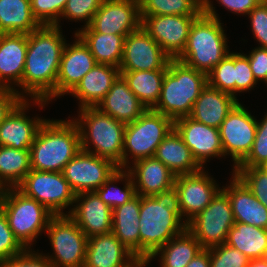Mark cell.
I'll return each mask as SVG.
<instances>
[{"instance_id": "1", "label": "cell", "mask_w": 267, "mask_h": 267, "mask_svg": "<svg viewBox=\"0 0 267 267\" xmlns=\"http://www.w3.org/2000/svg\"><path fill=\"white\" fill-rule=\"evenodd\" d=\"M60 28L56 25H40L27 34L22 91H16L22 99L27 100V95H30L32 103L41 108L56 98L61 56L67 43Z\"/></svg>"}, {"instance_id": "2", "label": "cell", "mask_w": 267, "mask_h": 267, "mask_svg": "<svg viewBox=\"0 0 267 267\" xmlns=\"http://www.w3.org/2000/svg\"><path fill=\"white\" fill-rule=\"evenodd\" d=\"M139 216L140 262H146L157 249L187 228L174 186L152 196H140Z\"/></svg>"}, {"instance_id": "3", "label": "cell", "mask_w": 267, "mask_h": 267, "mask_svg": "<svg viewBox=\"0 0 267 267\" xmlns=\"http://www.w3.org/2000/svg\"><path fill=\"white\" fill-rule=\"evenodd\" d=\"M221 24L211 0H203V12L194 20L186 47L177 60L207 75L230 53Z\"/></svg>"}, {"instance_id": "4", "label": "cell", "mask_w": 267, "mask_h": 267, "mask_svg": "<svg viewBox=\"0 0 267 267\" xmlns=\"http://www.w3.org/2000/svg\"><path fill=\"white\" fill-rule=\"evenodd\" d=\"M80 150V133L73 120L46 119L29 149L31 169L62 172Z\"/></svg>"}, {"instance_id": "5", "label": "cell", "mask_w": 267, "mask_h": 267, "mask_svg": "<svg viewBox=\"0 0 267 267\" xmlns=\"http://www.w3.org/2000/svg\"><path fill=\"white\" fill-rule=\"evenodd\" d=\"M207 85V75L171 59L162 82L157 104L152 108L173 121L189 116L193 104Z\"/></svg>"}, {"instance_id": "6", "label": "cell", "mask_w": 267, "mask_h": 267, "mask_svg": "<svg viewBox=\"0 0 267 267\" xmlns=\"http://www.w3.org/2000/svg\"><path fill=\"white\" fill-rule=\"evenodd\" d=\"M73 118L79 133L81 149L111 160L122 168L123 140L126 124L117 121L96 107L80 108ZM93 145L92 147H89Z\"/></svg>"}, {"instance_id": "7", "label": "cell", "mask_w": 267, "mask_h": 267, "mask_svg": "<svg viewBox=\"0 0 267 267\" xmlns=\"http://www.w3.org/2000/svg\"><path fill=\"white\" fill-rule=\"evenodd\" d=\"M0 210L8 220L14 236L30 249L41 232L46 231L54 214L37 200L27 197L17 188H6Z\"/></svg>"}, {"instance_id": "8", "label": "cell", "mask_w": 267, "mask_h": 267, "mask_svg": "<svg viewBox=\"0 0 267 267\" xmlns=\"http://www.w3.org/2000/svg\"><path fill=\"white\" fill-rule=\"evenodd\" d=\"M173 128L174 121L171 118L153 109H147L135 121L126 124L122 168L126 169L131 165L128 156L132 157V162L154 157L158 145Z\"/></svg>"}, {"instance_id": "9", "label": "cell", "mask_w": 267, "mask_h": 267, "mask_svg": "<svg viewBox=\"0 0 267 267\" xmlns=\"http://www.w3.org/2000/svg\"><path fill=\"white\" fill-rule=\"evenodd\" d=\"M45 232L53 247L45 256L54 267H84L88 238L67 214L54 215Z\"/></svg>"}, {"instance_id": "10", "label": "cell", "mask_w": 267, "mask_h": 267, "mask_svg": "<svg viewBox=\"0 0 267 267\" xmlns=\"http://www.w3.org/2000/svg\"><path fill=\"white\" fill-rule=\"evenodd\" d=\"M234 223L229 197L221 188L210 204L188 222L187 229L203 249H209L226 243Z\"/></svg>"}, {"instance_id": "11", "label": "cell", "mask_w": 267, "mask_h": 267, "mask_svg": "<svg viewBox=\"0 0 267 267\" xmlns=\"http://www.w3.org/2000/svg\"><path fill=\"white\" fill-rule=\"evenodd\" d=\"M27 197L37 200L54 215H66L64 209L73 207L75 193L62 172L31 171L16 187Z\"/></svg>"}, {"instance_id": "12", "label": "cell", "mask_w": 267, "mask_h": 267, "mask_svg": "<svg viewBox=\"0 0 267 267\" xmlns=\"http://www.w3.org/2000/svg\"><path fill=\"white\" fill-rule=\"evenodd\" d=\"M224 156L230 155L234 169L250 153L257 132V119L240 103L228 114L219 127Z\"/></svg>"}, {"instance_id": "13", "label": "cell", "mask_w": 267, "mask_h": 267, "mask_svg": "<svg viewBox=\"0 0 267 267\" xmlns=\"http://www.w3.org/2000/svg\"><path fill=\"white\" fill-rule=\"evenodd\" d=\"M118 169L111 160L80 150L64 167L62 173L75 194L100 188Z\"/></svg>"}, {"instance_id": "14", "label": "cell", "mask_w": 267, "mask_h": 267, "mask_svg": "<svg viewBox=\"0 0 267 267\" xmlns=\"http://www.w3.org/2000/svg\"><path fill=\"white\" fill-rule=\"evenodd\" d=\"M198 16H142L141 26L171 59H177L186 47L191 26Z\"/></svg>"}, {"instance_id": "15", "label": "cell", "mask_w": 267, "mask_h": 267, "mask_svg": "<svg viewBox=\"0 0 267 267\" xmlns=\"http://www.w3.org/2000/svg\"><path fill=\"white\" fill-rule=\"evenodd\" d=\"M139 0H103L88 27L75 31L128 35L141 27Z\"/></svg>"}, {"instance_id": "16", "label": "cell", "mask_w": 267, "mask_h": 267, "mask_svg": "<svg viewBox=\"0 0 267 267\" xmlns=\"http://www.w3.org/2000/svg\"><path fill=\"white\" fill-rule=\"evenodd\" d=\"M171 58L142 26L124 39L120 71L167 70Z\"/></svg>"}, {"instance_id": "17", "label": "cell", "mask_w": 267, "mask_h": 267, "mask_svg": "<svg viewBox=\"0 0 267 267\" xmlns=\"http://www.w3.org/2000/svg\"><path fill=\"white\" fill-rule=\"evenodd\" d=\"M211 177L203 168L196 173L175 176L174 187L186 225L210 204L220 190L219 185Z\"/></svg>"}, {"instance_id": "18", "label": "cell", "mask_w": 267, "mask_h": 267, "mask_svg": "<svg viewBox=\"0 0 267 267\" xmlns=\"http://www.w3.org/2000/svg\"><path fill=\"white\" fill-rule=\"evenodd\" d=\"M174 129L189 147L194 159L202 168L205 169L203 165L211 157L224 156L218 128L185 116L174 120Z\"/></svg>"}, {"instance_id": "19", "label": "cell", "mask_w": 267, "mask_h": 267, "mask_svg": "<svg viewBox=\"0 0 267 267\" xmlns=\"http://www.w3.org/2000/svg\"><path fill=\"white\" fill-rule=\"evenodd\" d=\"M67 215L87 238L112 232L113 210L95 191L76 194L73 208H69Z\"/></svg>"}, {"instance_id": "20", "label": "cell", "mask_w": 267, "mask_h": 267, "mask_svg": "<svg viewBox=\"0 0 267 267\" xmlns=\"http://www.w3.org/2000/svg\"><path fill=\"white\" fill-rule=\"evenodd\" d=\"M75 39L71 45L66 43L62 52L56 82V98L69 94L84 75L97 64L84 42L77 35Z\"/></svg>"}, {"instance_id": "21", "label": "cell", "mask_w": 267, "mask_h": 267, "mask_svg": "<svg viewBox=\"0 0 267 267\" xmlns=\"http://www.w3.org/2000/svg\"><path fill=\"white\" fill-rule=\"evenodd\" d=\"M30 99H22L0 124V146L14 149H30L37 131L46 120L26 115Z\"/></svg>"}, {"instance_id": "22", "label": "cell", "mask_w": 267, "mask_h": 267, "mask_svg": "<svg viewBox=\"0 0 267 267\" xmlns=\"http://www.w3.org/2000/svg\"><path fill=\"white\" fill-rule=\"evenodd\" d=\"M138 263L113 232L88 238L84 267H135Z\"/></svg>"}, {"instance_id": "23", "label": "cell", "mask_w": 267, "mask_h": 267, "mask_svg": "<svg viewBox=\"0 0 267 267\" xmlns=\"http://www.w3.org/2000/svg\"><path fill=\"white\" fill-rule=\"evenodd\" d=\"M26 52L27 34H0V87L22 88Z\"/></svg>"}, {"instance_id": "24", "label": "cell", "mask_w": 267, "mask_h": 267, "mask_svg": "<svg viewBox=\"0 0 267 267\" xmlns=\"http://www.w3.org/2000/svg\"><path fill=\"white\" fill-rule=\"evenodd\" d=\"M132 165L126 169L132 177L137 195L152 196L174 186L175 175L155 157L139 159Z\"/></svg>"}, {"instance_id": "25", "label": "cell", "mask_w": 267, "mask_h": 267, "mask_svg": "<svg viewBox=\"0 0 267 267\" xmlns=\"http://www.w3.org/2000/svg\"><path fill=\"white\" fill-rule=\"evenodd\" d=\"M230 179L222 190L229 197L235 222L267 229V208L234 173Z\"/></svg>"}, {"instance_id": "26", "label": "cell", "mask_w": 267, "mask_h": 267, "mask_svg": "<svg viewBox=\"0 0 267 267\" xmlns=\"http://www.w3.org/2000/svg\"><path fill=\"white\" fill-rule=\"evenodd\" d=\"M96 108L124 124L132 123L147 110L121 75Z\"/></svg>"}, {"instance_id": "27", "label": "cell", "mask_w": 267, "mask_h": 267, "mask_svg": "<svg viewBox=\"0 0 267 267\" xmlns=\"http://www.w3.org/2000/svg\"><path fill=\"white\" fill-rule=\"evenodd\" d=\"M120 75L115 66L96 64L69 94L79 100V109L96 107Z\"/></svg>"}, {"instance_id": "28", "label": "cell", "mask_w": 267, "mask_h": 267, "mask_svg": "<svg viewBox=\"0 0 267 267\" xmlns=\"http://www.w3.org/2000/svg\"><path fill=\"white\" fill-rule=\"evenodd\" d=\"M238 103L239 100L232 94L220 91L207 84L193 104L189 117L219 129L222 122Z\"/></svg>"}, {"instance_id": "29", "label": "cell", "mask_w": 267, "mask_h": 267, "mask_svg": "<svg viewBox=\"0 0 267 267\" xmlns=\"http://www.w3.org/2000/svg\"><path fill=\"white\" fill-rule=\"evenodd\" d=\"M140 195L113 209L112 232L140 261Z\"/></svg>"}, {"instance_id": "30", "label": "cell", "mask_w": 267, "mask_h": 267, "mask_svg": "<svg viewBox=\"0 0 267 267\" xmlns=\"http://www.w3.org/2000/svg\"><path fill=\"white\" fill-rule=\"evenodd\" d=\"M154 157L175 176L196 173L202 169L174 128L158 145Z\"/></svg>"}, {"instance_id": "31", "label": "cell", "mask_w": 267, "mask_h": 267, "mask_svg": "<svg viewBox=\"0 0 267 267\" xmlns=\"http://www.w3.org/2000/svg\"><path fill=\"white\" fill-rule=\"evenodd\" d=\"M201 250L199 241L186 228L157 249L146 262L150 264L159 255L161 267H186Z\"/></svg>"}, {"instance_id": "32", "label": "cell", "mask_w": 267, "mask_h": 267, "mask_svg": "<svg viewBox=\"0 0 267 267\" xmlns=\"http://www.w3.org/2000/svg\"><path fill=\"white\" fill-rule=\"evenodd\" d=\"M89 48L97 64L119 68L127 35L103 34L96 31H78L76 34Z\"/></svg>"}, {"instance_id": "33", "label": "cell", "mask_w": 267, "mask_h": 267, "mask_svg": "<svg viewBox=\"0 0 267 267\" xmlns=\"http://www.w3.org/2000/svg\"><path fill=\"white\" fill-rule=\"evenodd\" d=\"M39 26L31 0H0V34H29Z\"/></svg>"}, {"instance_id": "34", "label": "cell", "mask_w": 267, "mask_h": 267, "mask_svg": "<svg viewBox=\"0 0 267 267\" xmlns=\"http://www.w3.org/2000/svg\"><path fill=\"white\" fill-rule=\"evenodd\" d=\"M226 244L250 260L264 258L267 252V229L235 222L228 232Z\"/></svg>"}, {"instance_id": "35", "label": "cell", "mask_w": 267, "mask_h": 267, "mask_svg": "<svg viewBox=\"0 0 267 267\" xmlns=\"http://www.w3.org/2000/svg\"><path fill=\"white\" fill-rule=\"evenodd\" d=\"M166 70L120 71L129 89L145 105L152 109L160 97Z\"/></svg>"}, {"instance_id": "36", "label": "cell", "mask_w": 267, "mask_h": 267, "mask_svg": "<svg viewBox=\"0 0 267 267\" xmlns=\"http://www.w3.org/2000/svg\"><path fill=\"white\" fill-rule=\"evenodd\" d=\"M31 171L29 149L0 146V182L16 188Z\"/></svg>"}, {"instance_id": "37", "label": "cell", "mask_w": 267, "mask_h": 267, "mask_svg": "<svg viewBox=\"0 0 267 267\" xmlns=\"http://www.w3.org/2000/svg\"><path fill=\"white\" fill-rule=\"evenodd\" d=\"M123 181L125 183L124 189H120L113 184ZM99 198L108 205L112 210L125 204L136 195L132 177L127 169L118 168L106 180V182L96 191Z\"/></svg>"}, {"instance_id": "38", "label": "cell", "mask_w": 267, "mask_h": 267, "mask_svg": "<svg viewBox=\"0 0 267 267\" xmlns=\"http://www.w3.org/2000/svg\"><path fill=\"white\" fill-rule=\"evenodd\" d=\"M140 16L200 15L203 0H139Z\"/></svg>"}, {"instance_id": "39", "label": "cell", "mask_w": 267, "mask_h": 267, "mask_svg": "<svg viewBox=\"0 0 267 267\" xmlns=\"http://www.w3.org/2000/svg\"><path fill=\"white\" fill-rule=\"evenodd\" d=\"M235 52H230L207 74V84L235 97Z\"/></svg>"}, {"instance_id": "40", "label": "cell", "mask_w": 267, "mask_h": 267, "mask_svg": "<svg viewBox=\"0 0 267 267\" xmlns=\"http://www.w3.org/2000/svg\"><path fill=\"white\" fill-rule=\"evenodd\" d=\"M267 208V166L236 167L233 172Z\"/></svg>"}, {"instance_id": "41", "label": "cell", "mask_w": 267, "mask_h": 267, "mask_svg": "<svg viewBox=\"0 0 267 267\" xmlns=\"http://www.w3.org/2000/svg\"><path fill=\"white\" fill-rule=\"evenodd\" d=\"M257 120V132L248 156L237 167L267 166V113Z\"/></svg>"}, {"instance_id": "42", "label": "cell", "mask_w": 267, "mask_h": 267, "mask_svg": "<svg viewBox=\"0 0 267 267\" xmlns=\"http://www.w3.org/2000/svg\"><path fill=\"white\" fill-rule=\"evenodd\" d=\"M67 0H31V12L40 25H56L66 6Z\"/></svg>"}, {"instance_id": "43", "label": "cell", "mask_w": 267, "mask_h": 267, "mask_svg": "<svg viewBox=\"0 0 267 267\" xmlns=\"http://www.w3.org/2000/svg\"><path fill=\"white\" fill-rule=\"evenodd\" d=\"M250 259L226 243L210 248V267H247Z\"/></svg>"}, {"instance_id": "44", "label": "cell", "mask_w": 267, "mask_h": 267, "mask_svg": "<svg viewBox=\"0 0 267 267\" xmlns=\"http://www.w3.org/2000/svg\"><path fill=\"white\" fill-rule=\"evenodd\" d=\"M102 3L103 0H67L61 17L75 22L85 21L83 27H88Z\"/></svg>"}, {"instance_id": "45", "label": "cell", "mask_w": 267, "mask_h": 267, "mask_svg": "<svg viewBox=\"0 0 267 267\" xmlns=\"http://www.w3.org/2000/svg\"><path fill=\"white\" fill-rule=\"evenodd\" d=\"M26 248L14 236L8 220L0 210V262L23 253Z\"/></svg>"}, {"instance_id": "46", "label": "cell", "mask_w": 267, "mask_h": 267, "mask_svg": "<svg viewBox=\"0 0 267 267\" xmlns=\"http://www.w3.org/2000/svg\"><path fill=\"white\" fill-rule=\"evenodd\" d=\"M235 98L236 93L250 91L257 81L251 71L248 57L244 53H235Z\"/></svg>"}, {"instance_id": "47", "label": "cell", "mask_w": 267, "mask_h": 267, "mask_svg": "<svg viewBox=\"0 0 267 267\" xmlns=\"http://www.w3.org/2000/svg\"><path fill=\"white\" fill-rule=\"evenodd\" d=\"M251 31L260 48H267V0L261 1L249 13Z\"/></svg>"}, {"instance_id": "48", "label": "cell", "mask_w": 267, "mask_h": 267, "mask_svg": "<svg viewBox=\"0 0 267 267\" xmlns=\"http://www.w3.org/2000/svg\"><path fill=\"white\" fill-rule=\"evenodd\" d=\"M0 267H54L48 258L32 248L23 253L0 262Z\"/></svg>"}, {"instance_id": "49", "label": "cell", "mask_w": 267, "mask_h": 267, "mask_svg": "<svg viewBox=\"0 0 267 267\" xmlns=\"http://www.w3.org/2000/svg\"><path fill=\"white\" fill-rule=\"evenodd\" d=\"M248 57L251 71L256 81L267 82V48L256 47L251 50Z\"/></svg>"}, {"instance_id": "50", "label": "cell", "mask_w": 267, "mask_h": 267, "mask_svg": "<svg viewBox=\"0 0 267 267\" xmlns=\"http://www.w3.org/2000/svg\"><path fill=\"white\" fill-rule=\"evenodd\" d=\"M21 100L16 90L0 87V124Z\"/></svg>"}, {"instance_id": "51", "label": "cell", "mask_w": 267, "mask_h": 267, "mask_svg": "<svg viewBox=\"0 0 267 267\" xmlns=\"http://www.w3.org/2000/svg\"><path fill=\"white\" fill-rule=\"evenodd\" d=\"M233 14L248 15V13L263 0H216Z\"/></svg>"}, {"instance_id": "52", "label": "cell", "mask_w": 267, "mask_h": 267, "mask_svg": "<svg viewBox=\"0 0 267 267\" xmlns=\"http://www.w3.org/2000/svg\"><path fill=\"white\" fill-rule=\"evenodd\" d=\"M186 267H210V248L201 250Z\"/></svg>"}, {"instance_id": "53", "label": "cell", "mask_w": 267, "mask_h": 267, "mask_svg": "<svg viewBox=\"0 0 267 267\" xmlns=\"http://www.w3.org/2000/svg\"><path fill=\"white\" fill-rule=\"evenodd\" d=\"M247 267H267V260L265 258L252 259Z\"/></svg>"}, {"instance_id": "54", "label": "cell", "mask_w": 267, "mask_h": 267, "mask_svg": "<svg viewBox=\"0 0 267 267\" xmlns=\"http://www.w3.org/2000/svg\"><path fill=\"white\" fill-rule=\"evenodd\" d=\"M5 190H6V187L0 182V206L3 200Z\"/></svg>"}, {"instance_id": "55", "label": "cell", "mask_w": 267, "mask_h": 267, "mask_svg": "<svg viewBox=\"0 0 267 267\" xmlns=\"http://www.w3.org/2000/svg\"><path fill=\"white\" fill-rule=\"evenodd\" d=\"M149 264L147 262H140V267H146L148 266Z\"/></svg>"}]
</instances>
